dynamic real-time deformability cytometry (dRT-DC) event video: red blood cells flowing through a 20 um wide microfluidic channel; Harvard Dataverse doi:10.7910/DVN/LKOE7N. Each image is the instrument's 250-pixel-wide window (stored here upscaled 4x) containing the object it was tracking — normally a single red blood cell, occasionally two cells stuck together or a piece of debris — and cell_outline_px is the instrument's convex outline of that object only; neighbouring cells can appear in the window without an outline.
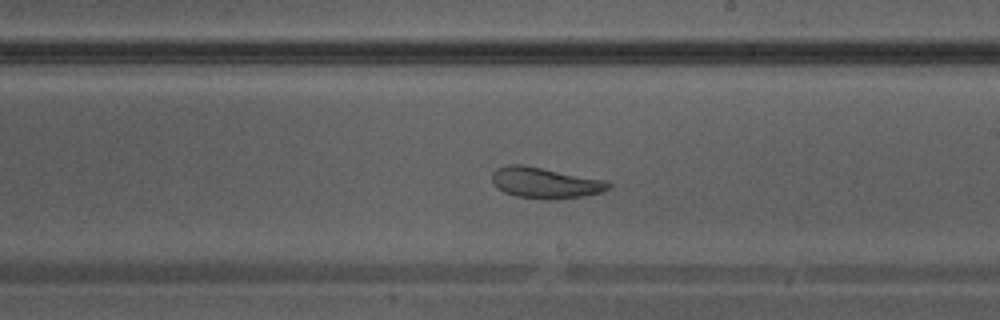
{"species": "Egyptian fruit bat (a non-hibernating species)", "species_latin": "Rousettus aegyptiacus", "temperature_condition": "warm", "stored_images_in_passage": 20, "camera_frame_rate_fps": 3000, "um_per_image_px": 0.085, "animal": {"sex": "male"}, "frame": {"image": 1, "passage_image": 12, "time_ms": 3.667, "image_size_px": [1000, 320], "cell_outline_px": [[612, 184], [608, 188], [600, 192], [584, 196], [516, 196], [504, 192], [496, 188], [492, 184], [492, 172], [496, 168], [508, 164], [520, 164], [608, 180]], "centroid_in_image_um": [46.29, 15.48], "position_along_channel_um": 242.7, "area_um2": 20.11}}